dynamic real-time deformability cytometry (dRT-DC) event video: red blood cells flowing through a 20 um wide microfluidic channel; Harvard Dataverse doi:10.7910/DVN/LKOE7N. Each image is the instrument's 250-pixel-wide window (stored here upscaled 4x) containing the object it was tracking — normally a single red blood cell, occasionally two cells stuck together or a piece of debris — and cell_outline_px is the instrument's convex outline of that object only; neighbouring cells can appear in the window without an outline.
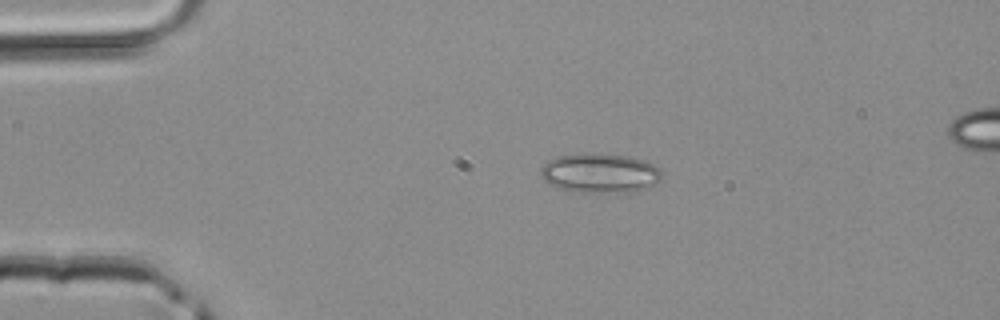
{"species": "common noctule bat (a hibernating species)", "species_latin": "Nyctalus noctula", "temperature_condition": "room temperature", "stored_images_in_passage": 3, "camera_frame_rate_fps": 3000, "um_per_image_px": 0.085, "animal": {"sex": "male", "body_mass_g": 20.4}, "frame": {"image": 1, "passage_image": 2, "time_ms": 0.333, "image_size_px": [1000, 320], "cell_outline_px": [[660, 180], [656, 184], [648, 188], [636, 192], [580, 192], [556, 188], [548, 184], [540, 176], [540, 168], [548, 160], [556, 156], [580, 152], [592, 152], [632, 156], [656, 164], [660, 168]], "centroid_in_image_um": [50.99, 14.69], "position_along_channel_um": 34.0, "area_um2": 28.73}}